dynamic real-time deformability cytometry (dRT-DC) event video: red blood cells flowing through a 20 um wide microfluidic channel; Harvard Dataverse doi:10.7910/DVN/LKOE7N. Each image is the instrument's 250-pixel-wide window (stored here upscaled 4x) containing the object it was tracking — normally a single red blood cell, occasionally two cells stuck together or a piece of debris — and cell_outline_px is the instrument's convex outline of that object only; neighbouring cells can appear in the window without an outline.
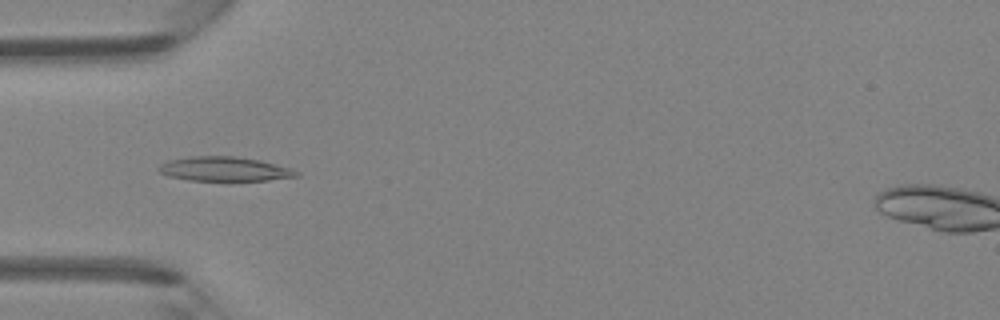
{"species": "Egyptian fruit bat (a non-hibernating species)", "species_latin": "Rousettus aegyptiacus", "temperature_condition": "room temperature", "stored_images_in_passage": 45, "camera_frame_rate_fps": 3000, "um_per_image_px": 0.085, "animal": {"sex": "female"}, "frame": {"image": 1, "passage_image": 14, "time_ms": 4.333, "image_size_px": [1000, 320], "cell_outline_px": [[300, 176], [268, 180], [188, 180], [168, 176], [160, 172], [156, 168], [160, 164], [168, 160], [192, 156], [232, 156], [260, 160], [292, 168], [300, 172]], "centroid_in_image_um": [19.09, 14.36], "position_along_channel_um": 65.9, "area_um2": 19.54}}
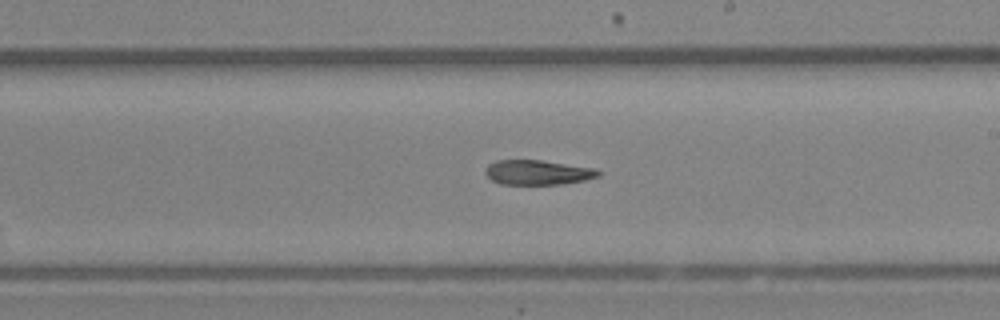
{"frame": {"image": 2, "passage_image": 26, "time_ms": 8.333, "image_size_px": [1000, 320], "cell_outline_px": [[600, 176], [584, 180], [564, 184], [500, 184], [492, 180], [484, 172], [488, 164], [496, 160], [540, 160], [596, 168], [600, 172]], "centroid_in_image_um": [45.71, 14.65], "position_along_channel_um": 243.3, "area_um2": 16.3}}
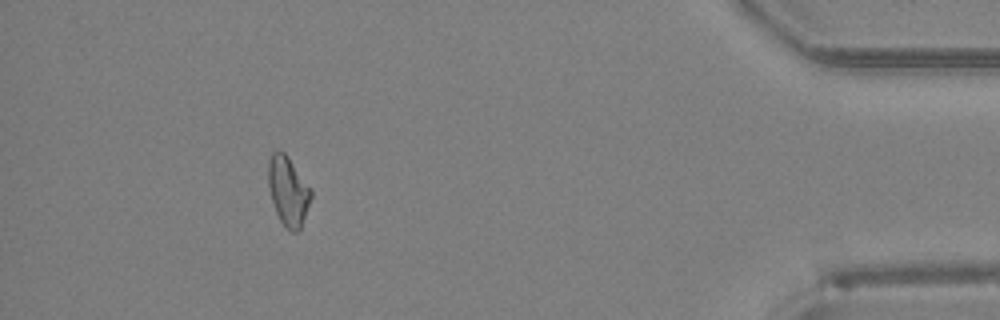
{"frame": {"image": 3, "passage_image": 41, "time_ms": 13.333, "image_size_px": [1000, 320], "cell_outline_px": [[312, 196], [300, 228], [296, 232], [288, 232], [284, 228], [276, 212], [268, 188], [268, 160], [272, 152], [284, 152], [288, 156], [312, 188]], "centroid_in_image_um": [24.49, 16.24], "position_along_channel_um": 410.7, "area_um2": 17.4}}